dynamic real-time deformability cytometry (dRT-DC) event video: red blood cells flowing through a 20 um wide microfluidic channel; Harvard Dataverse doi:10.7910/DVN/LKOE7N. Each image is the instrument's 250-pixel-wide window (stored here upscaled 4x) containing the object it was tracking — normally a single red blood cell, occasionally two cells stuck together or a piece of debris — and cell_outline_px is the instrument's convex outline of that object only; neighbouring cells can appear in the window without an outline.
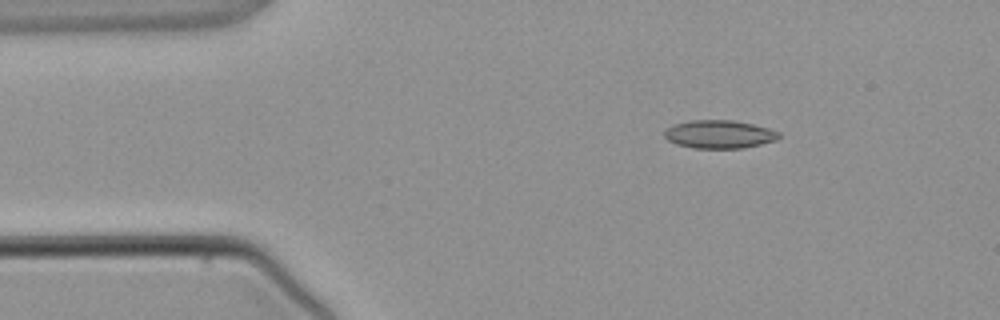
{"species": "common noctule bat (a hibernating species)", "species_latin": "Nyctalus noctula", "temperature_condition": "warm", "stored_images_in_passage": 3, "camera_frame_rate_fps": 3000, "um_per_image_px": 0.085, "animal": {"sex": "male", "body_mass_g": 21.5, "forearm_length_mm": 52.0}, "frame": {"image": 1, "passage_image": 1, "time_ms": 0.0, "image_size_px": [1000, 320], "cell_outline_px": [[780, 136], [776, 140], [744, 148], [692, 148], [676, 144], [668, 140], [664, 136], [664, 132], [672, 124], [688, 120], [732, 120], [752, 124], [768, 128], [780, 132]], "centroid_in_image_um": [61.11, 11.41], "position_along_channel_um": 23.9, "area_um2": 18.84}}
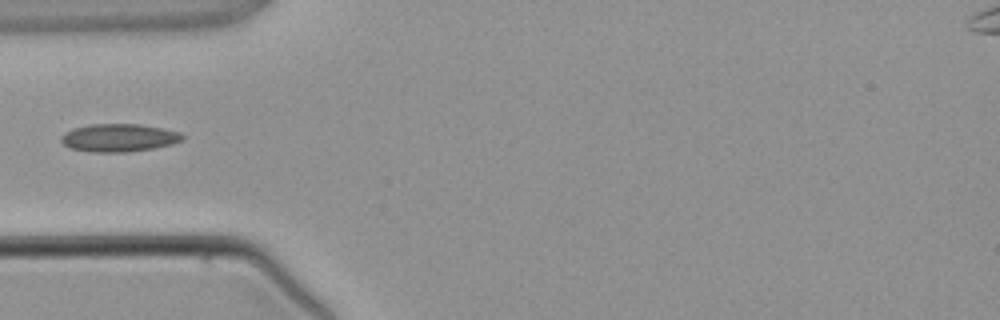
{"frame": {"image": 2, "passage_image": 3, "time_ms": 2.333, "image_size_px": [1000, 320], "cell_outline_px": [[184, 136], [180, 140], [172, 144], [152, 148], [128, 152], [92, 152], [72, 148], [64, 144], [60, 140], [60, 136], [64, 132], [72, 128], [88, 124], [140, 124], [180, 132]], "centroid_in_image_um": [10.06, 11.7], "position_along_channel_um": 74.9, "area_um2": 19.65}}